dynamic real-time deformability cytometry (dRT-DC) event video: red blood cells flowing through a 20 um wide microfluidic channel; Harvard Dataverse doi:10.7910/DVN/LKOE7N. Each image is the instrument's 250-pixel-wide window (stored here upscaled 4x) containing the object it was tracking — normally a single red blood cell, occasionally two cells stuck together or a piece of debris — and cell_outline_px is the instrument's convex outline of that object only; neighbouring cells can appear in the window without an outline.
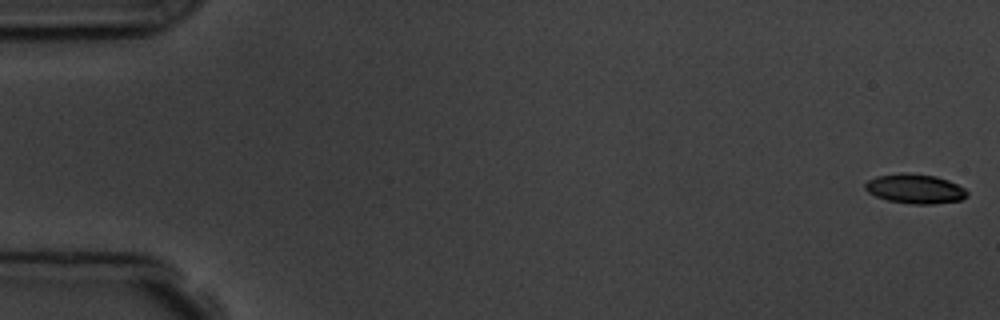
{"species": "common noctule bat (a hibernating species)", "species_latin": "Nyctalus noctula", "temperature_condition": "room temperature", "stored_images_in_passage": 7, "camera_frame_rate_fps": 3000, "um_per_image_px": 0.085, "animal": {"sex": "male", "body_mass_g": 19.5, "forearm_length_mm": 54.6}, "frame": {"image": 1, "passage_image": 1, "time_ms": 0.0, "image_size_px": [1000, 320], "cell_outline_px": [[968, 196], [960, 200], [932, 204], [912, 204], [888, 200], [876, 196], [868, 192], [864, 188], [864, 184], [868, 180], [876, 176], [904, 172], [908, 172], [936, 176], [948, 180], [964, 188], [968, 192]], "centroid_in_image_um": [77.77, 16.03], "position_along_channel_um": 7.2, "area_um2": 17.57}}
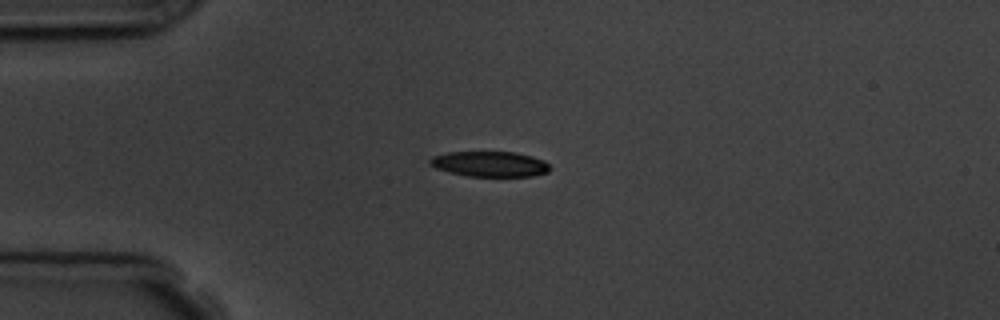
{"frame": {"image": 2, "passage_image": 5, "time_ms": 4.333, "image_size_px": [1000, 320], "cell_outline_px": [[548, 172], [532, 176], [468, 176], [448, 172], [436, 168], [428, 164], [428, 160], [432, 156], [448, 152], [516, 152], [532, 156], [544, 160], [548, 164]], "centroid_in_image_um": [41.59, 13.93], "position_along_channel_um": 43.4, "area_um2": 17.74}}